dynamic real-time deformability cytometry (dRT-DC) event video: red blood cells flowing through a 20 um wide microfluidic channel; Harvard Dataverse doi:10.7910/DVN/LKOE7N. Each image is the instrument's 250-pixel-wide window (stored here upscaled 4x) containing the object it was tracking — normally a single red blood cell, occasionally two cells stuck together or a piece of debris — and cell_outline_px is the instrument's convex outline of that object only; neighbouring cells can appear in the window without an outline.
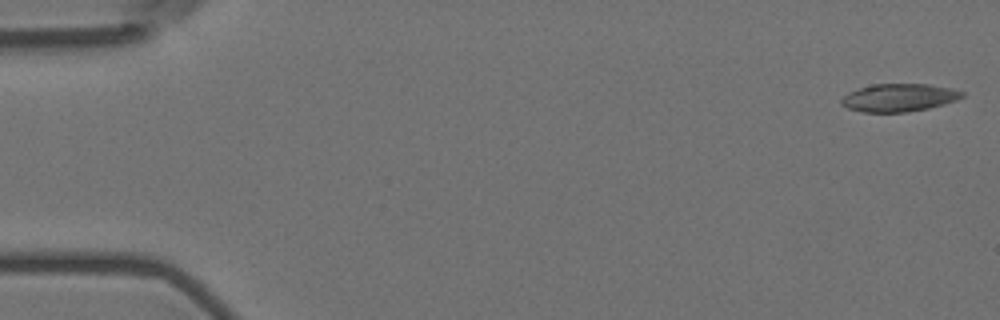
{"species": "Egyptian fruit bat (a non-hibernating species)", "species_latin": "Rousettus aegyptiacus", "temperature_condition": "room temperature", "stored_images_in_passage": 56, "camera_frame_rate_fps": 3000, "um_per_image_px": 0.085, "animal": {"sex": "female"}, "frame": {"image": 1, "passage_image": 1, "time_ms": 0.0, "image_size_px": [1000, 320], "cell_outline_px": [[964, 96], [956, 100], [944, 104], [928, 108], [904, 112], [864, 112], [848, 108], [840, 104], [840, 100], [848, 92], [872, 84], [928, 84], [952, 88], [964, 92]], "centroid_in_image_um": [76.41, 8.29], "position_along_channel_um": 8.6, "area_um2": 19.54}}
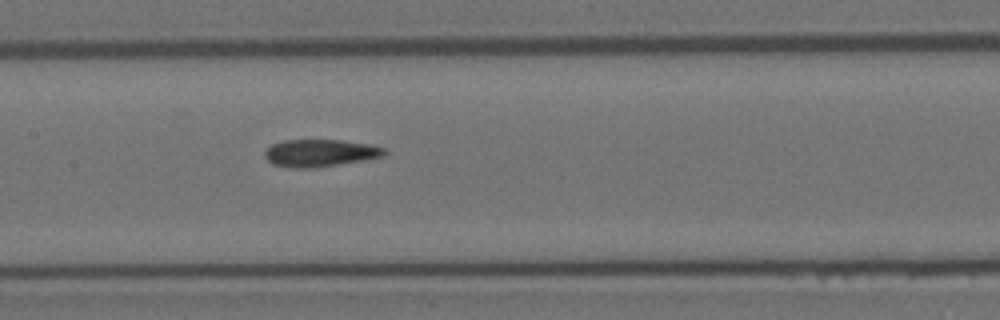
{"frame": {"image": 2, "passage_image": 27, "time_ms": 8.667, "image_size_px": [1000, 320], "cell_outline_px": [[388, 152], [384, 156], [316, 168], [292, 168], [272, 164], [264, 156], [264, 152], [272, 144], [284, 140], [340, 140], [368, 144], [384, 148]], "centroid_in_image_um": [27.18, 13.01], "position_along_channel_um": 180.2, "area_um2": 18.96}}
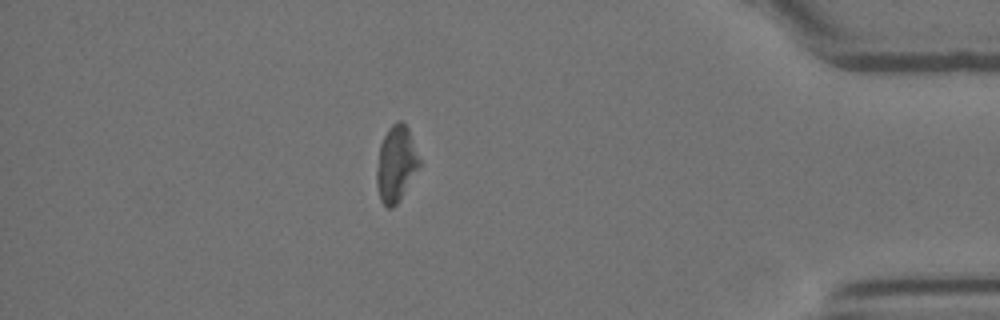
{"frame": {"image": 3, "passage_image": 49, "time_ms": 16.0, "image_size_px": [1000, 320], "cell_outline_px": [[420, 164], [396, 204], [392, 208], [388, 208], [380, 200], [376, 184], [376, 172], [380, 144], [388, 128], [396, 120], [404, 120], [408, 128], [420, 160]], "centroid_in_image_um": [33.64, 13.88], "position_along_channel_um": 401.6, "area_um2": 18.61}, "authors_computed_cell_mechanics": {"area_um2": 19.4786, "velocity_mm_per_s": 3.5738, "shape_relaxation_time_tau1_ms": null, "shape_relaxation_time_tau2_ms": 3.0322, "deformation_change_tau1": null, "deformation_change_tau2": 0.0941}}